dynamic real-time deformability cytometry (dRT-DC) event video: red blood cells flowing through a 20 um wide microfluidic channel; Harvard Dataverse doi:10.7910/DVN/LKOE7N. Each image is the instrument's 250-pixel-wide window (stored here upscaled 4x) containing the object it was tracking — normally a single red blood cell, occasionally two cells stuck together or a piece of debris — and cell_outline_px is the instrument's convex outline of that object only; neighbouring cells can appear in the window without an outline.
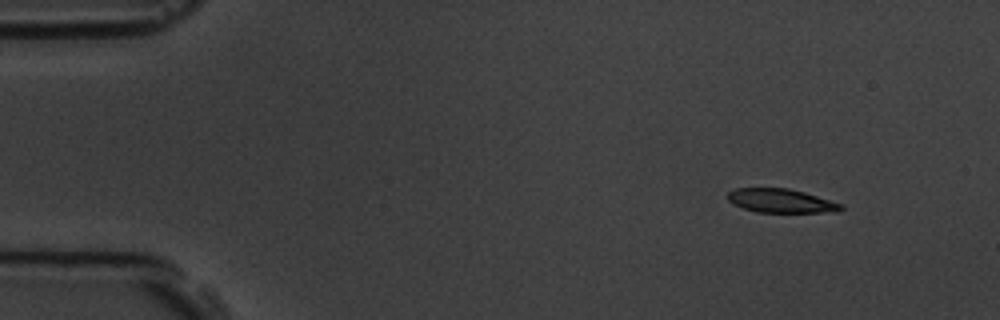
{"species": "common noctule bat (a hibernating species)", "species_latin": "Nyctalus noctula", "temperature_condition": "room temperature", "stored_images_in_passage": 3, "camera_frame_rate_fps": 3000, "um_per_image_px": 0.085, "animal": {"sex": "male", "body_mass_g": 19.5, "forearm_length_mm": 54.6}, "frame": {"image": 1, "passage_image": 1, "time_ms": 0.0, "image_size_px": [1000, 320], "cell_outline_px": [[844, 208], [836, 212], [756, 212], [732, 204], [728, 200], [728, 192], [736, 188], [788, 188], [804, 192], [844, 204]], "centroid_in_image_um": [66.4, 17.07], "position_along_channel_um": 18.6, "area_um2": 15.78}}